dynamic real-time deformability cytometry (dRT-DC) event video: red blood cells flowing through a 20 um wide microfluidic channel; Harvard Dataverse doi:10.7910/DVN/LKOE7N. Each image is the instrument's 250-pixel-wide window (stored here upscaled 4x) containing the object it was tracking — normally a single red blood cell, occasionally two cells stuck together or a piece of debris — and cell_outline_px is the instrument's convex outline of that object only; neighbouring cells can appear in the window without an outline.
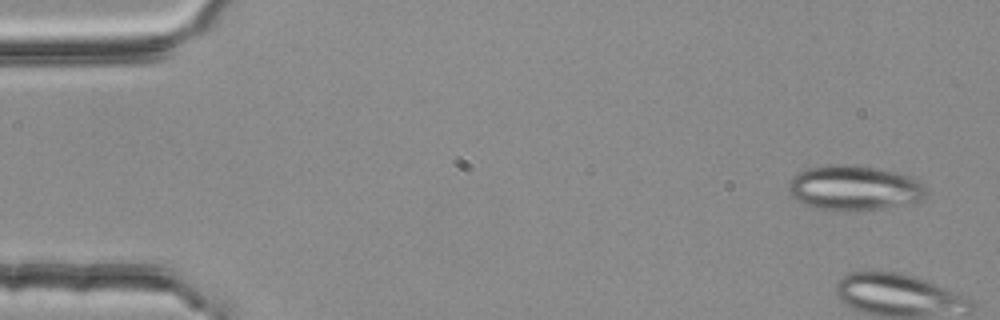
{"species": "common noctule bat (a hibernating species)", "species_latin": "Nyctalus noctula", "temperature_condition": "room temperature", "stored_images_in_passage": 5, "camera_frame_rate_fps": 3000, "um_per_image_px": 0.085, "animal": {"sex": "female", "body_mass_g": 25.1}, "frame": {"image": 1, "passage_image": 1, "time_ms": 0.0, "image_size_px": [1000, 320], "cell_outline_px": [[924, 196], [920, 200], [908, 204], [884, 208], [816, 208], [804, 204], [796, 200], [788, 192], [788, 184], [792, 176], [796, 172], [804, 168], [832, 164], [856, 164], [896, 172], [912, 176], [920, 180], [924, 188]], "centroid_in_image_um": [72.57, 15.92], "position_along_channel_um": 12.4, "area_um2": 35.66}}